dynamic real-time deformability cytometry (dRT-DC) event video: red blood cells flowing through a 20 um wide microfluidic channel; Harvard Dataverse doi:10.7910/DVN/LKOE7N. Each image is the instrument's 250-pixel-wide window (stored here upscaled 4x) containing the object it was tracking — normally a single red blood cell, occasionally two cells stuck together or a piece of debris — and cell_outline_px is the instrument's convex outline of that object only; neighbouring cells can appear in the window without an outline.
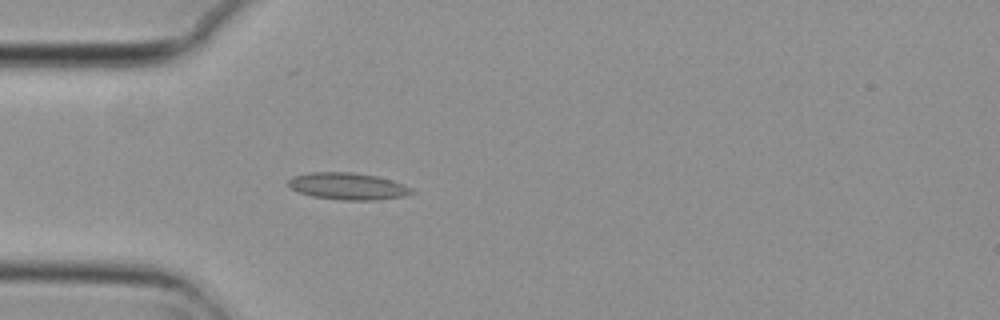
{"species": "common noctule bat (a hibernating species)", "species_latin": "Nyctalus noctula", "temperature_condition": "cold", "stored_images_in_passage": 1, "camera_frame_rate_fps": 3000, "um_per_image_px": 0.085, "animal": {"sex": "female", "body_mass_g": 29.2, "forearm_length_mm": 56.3}, "frame": {"image": 1, "passage_image": 1, "time_ms": 0.0, "image_size_px": [1000, 320], "cell_outline_px": [[416, 192], [404, 196], [376, 200], [340, 200], [312, 196], [296, 192], [288, 184], [288, 180], [292, 176], [312, 172], [352, 172], [376, 176], [392, 180], [404, 184], [412, 188]], "centroid_in_image_um": [29.57, 15.83], "position_along_channel_um": 55.4, "area_um2": 19.48}}